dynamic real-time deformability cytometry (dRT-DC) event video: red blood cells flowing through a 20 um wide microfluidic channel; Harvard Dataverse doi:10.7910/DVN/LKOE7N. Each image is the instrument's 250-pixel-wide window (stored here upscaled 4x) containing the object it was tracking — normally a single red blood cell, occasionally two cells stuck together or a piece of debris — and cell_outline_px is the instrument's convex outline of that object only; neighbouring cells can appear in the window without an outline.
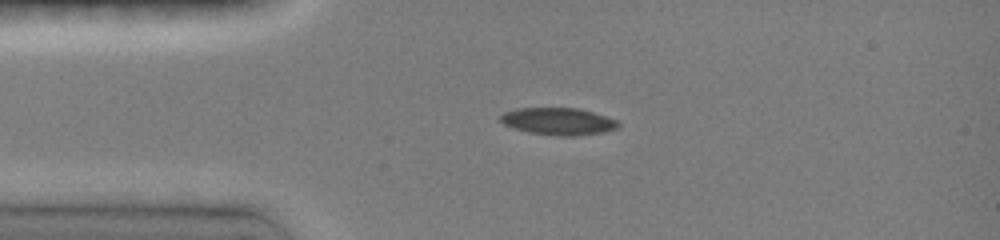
{"species": "common noctule bat (a hibernating species)", "species_latin": "Nyctalus noctula", "temperature_condition": "room temperature", "stored_images_in_passage": 7, "camera_frame_rate_fps": 3000, "um_per_image_px": 0.085, "animal": {"sex": "female", "body_mass_g": 19.0, "forearm_length_mm": 51.5}, "frame": {"image": 1, "passage_image": 4, "time_ms": 2.0, "image_size_px": [1000, 240], "cell_outline_px": [[620, 124], [616, 128], [604, 132], [572, 136], [560, 136], [528, 132], [504, 124], [500, 120], [500, 116], [504, 112], [520, 108], [576, 108], [592, 112], [616, 120]], "centroid_in_image_um": [47.45, 10.31], "position_along_channel_um": 37.6, "area_um2": 18.32}}
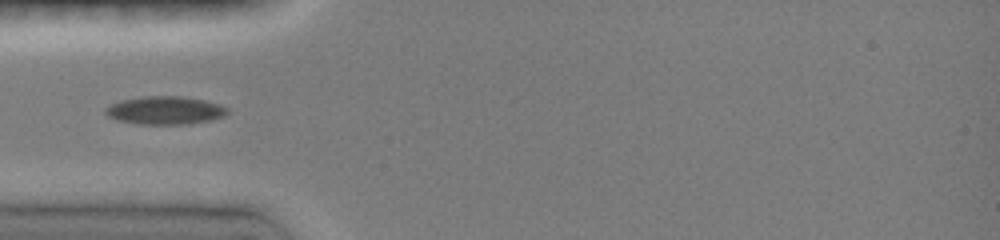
{"frame": {"image": 2, "passage_image": 6, "time_ms": 3.333, "image_size_px": [1000, 240], "cell_outline_px": [[228, 112], [224, 116], [208, 120], [188, 124], [140, 124], [116, 120], [108, 116], [104, 112], [104, 108], [120, 100], [144, 96], [180, 96], [204, 100], [220, 104], [228, 108]], "centroid_in_image_um": [14.01, 9.38], "position_along_channel_um": 71.0, "area_um2": 19.94}}